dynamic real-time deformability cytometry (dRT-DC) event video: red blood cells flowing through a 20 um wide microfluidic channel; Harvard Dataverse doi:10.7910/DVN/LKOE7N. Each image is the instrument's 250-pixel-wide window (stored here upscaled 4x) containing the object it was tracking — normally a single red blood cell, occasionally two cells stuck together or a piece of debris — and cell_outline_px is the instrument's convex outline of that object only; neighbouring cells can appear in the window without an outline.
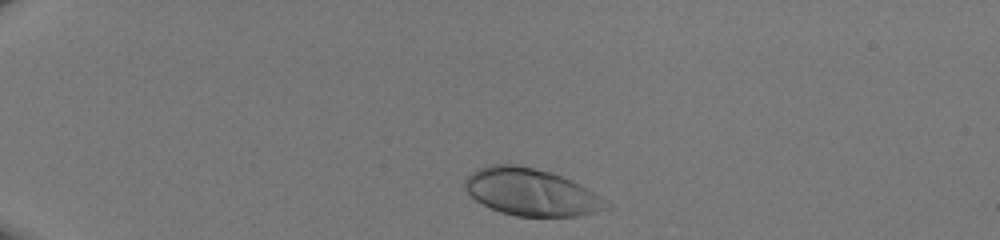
{"species": "human", "species_latin": "Homo sapiens", "temperature_condition": "room temperature", "stored_images_in_passage": 34, "camera_frame_rate_fps": 3000, "um_per_image_px": 0.085, "donor": {"sex": "male"}, "frame": {"image": 1, "passage_image": 2, "time_ms": 0.333, "image_size_px": [1000, 240], "cell_outline_px": [[612, 208], [596, 212], [576, 216], [516, 216], [500, 212], [476, 200], [464, 188], [464, 180], [472, 172], [480, 168], [492, 164], [516, 164], [548, 172], [560, 176], [580, 184], [588, 188], [608, 200]], "centroid_in_image_um": [45.19, 16.34], "position_along_channel_um": 39.8, "area_um2": 38.67}}
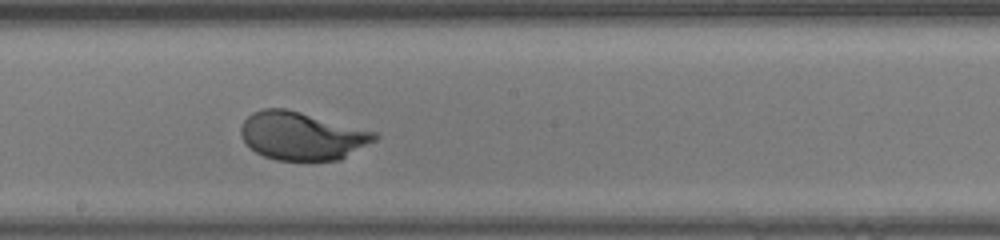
{"frame": {"image": 2, "passage_image": 20, "time_ms": 6.333, "image_size_px": [1000, 240], "cell_outline_px": [[380, 136], [376, 140], [340, 160], [276, 160], [264, 156], [256, 152], [240, 136], [240, 128], [244, 120], [252, 112], [264, 108], [284, 108], [300, 112], [376, 132]], "centroid_in_image_um": [25.66, 11.55], "position_along_channel_um": 222.5, "area_um2": 37.22}}
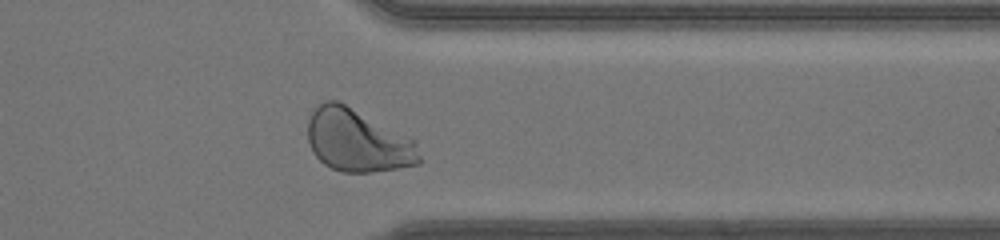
{"frame": {"image": 3, "passage_image": 31, "time_ms": 10.0, "image_size_px": [1000, 240], "cell_outline_px": [[420, 164], [372, 172], [340, 172], [324, 164], [312, 152], [308, 140], [308, 120], [312, 112], [324, 100], [336, 100], [416, 140], [420, 156]], "centroid_in_image_um": [30.39, 11.97], "position_along_channel_um": 381.0, "area_um2": 40.52}}